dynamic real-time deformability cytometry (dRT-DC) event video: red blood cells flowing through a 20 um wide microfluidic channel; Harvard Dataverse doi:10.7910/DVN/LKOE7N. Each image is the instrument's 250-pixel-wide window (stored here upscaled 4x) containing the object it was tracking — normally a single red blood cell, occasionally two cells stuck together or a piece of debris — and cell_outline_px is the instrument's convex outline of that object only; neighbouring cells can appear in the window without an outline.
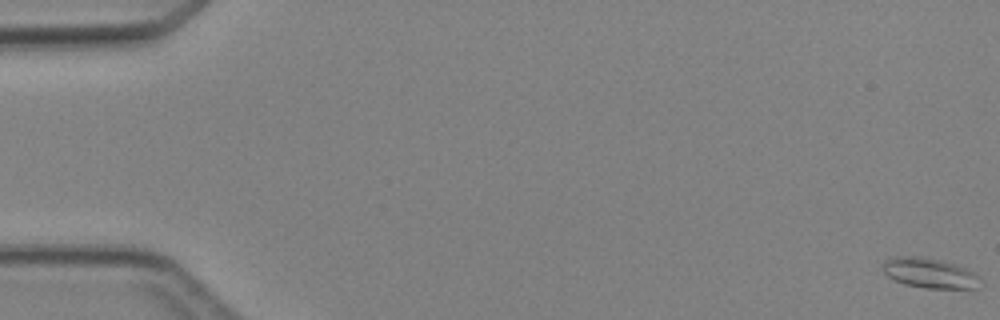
{"species": "Egyptian fruit bat (a non-hibernating species)", "species_latin": "Rousettus aegyptiacus", "temperature_condition": "cold", "stored_images_in_passage": 6, "camera_frame_rate_fps": 3000, "um_per_image_px": 0.085, "animal": {"sex": "female"}, "frame": {"image": 1, "passage_image": 1, "time_ms": 0.0, "image_size_px": [1000, 320], "cell_outline_px": [[984, 284], [976, 288], [924, 288], [904, 284], [888, 276], [884, 272], [884, 264], [888, 260], [896, 256], [912, 256], [940, 260], [956, 264], [968, 268], [980, 276]], "centroid_in_image_um": [79.13, 23.23], "position_along_channel_um": 5.9, "area_um2": 17.05}}